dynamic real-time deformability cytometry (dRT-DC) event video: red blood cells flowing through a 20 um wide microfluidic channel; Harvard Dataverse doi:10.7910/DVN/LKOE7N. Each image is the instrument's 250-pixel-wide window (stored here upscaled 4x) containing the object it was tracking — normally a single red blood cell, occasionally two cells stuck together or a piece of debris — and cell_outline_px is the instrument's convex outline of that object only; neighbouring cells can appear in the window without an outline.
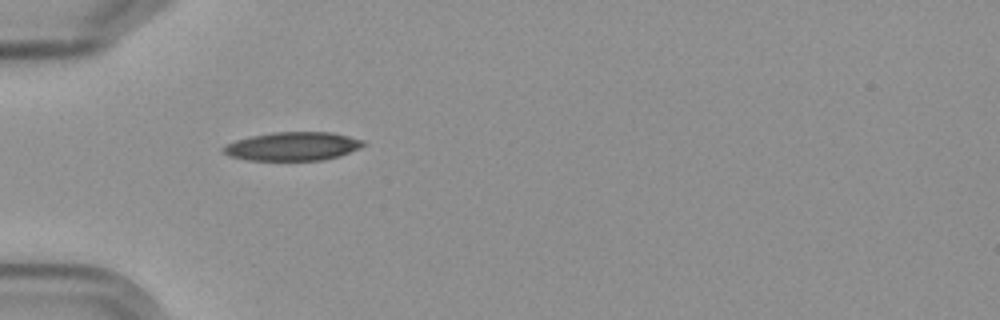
{"species": "Egyptian fruit bat (a non-hibernating species)", "species_latin": "Rousettus aegyptiacus", "temperature_condition": "cold", "stored_images_in_passage": 6, "camera_frame_rate_fps": 3000, "um_per_image_px": 0.085, "frame": {"image": 1, "passage_image": 4, "time_ms": 4.333, "image_size_px": [1000, 320], "cell_outline_px": [[368, 144], [360, 148], [340, 156], [324, 160], [248, 160], [228, 156], [220, 152], [220, 148], [224, 144], [236, 140], [252, 136], [272, 132], [332, 132], [364, 140]], "centroid_in_image_um": [24.86, 12.44], "position_along_channel_um": 60.1, "area_um2": 23.64}}
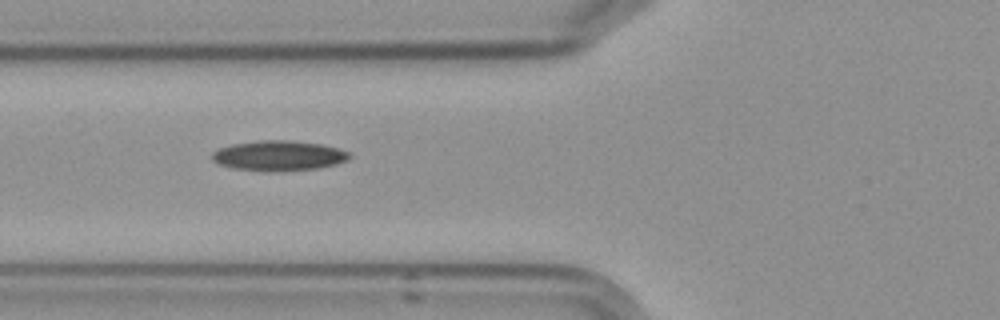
{"frame": {"image": 2, "passage_image": 5, "time_ms": 5.667, "image_size_px": [1000, 320], "cell_outline_px": [[352, 156], [348, 160], [336, 164], [316, 168], [232, 168], [220, 164], [212, 160], [212, 152], [220, 148], [232, 144], [256, 140], [292, 140], [324, 144], [340, 148], [348, 152]], "centroid_in_image_um": [23.74, 13.16], "position_along_channel_um": 102.1, "area_um2": 23.12}}
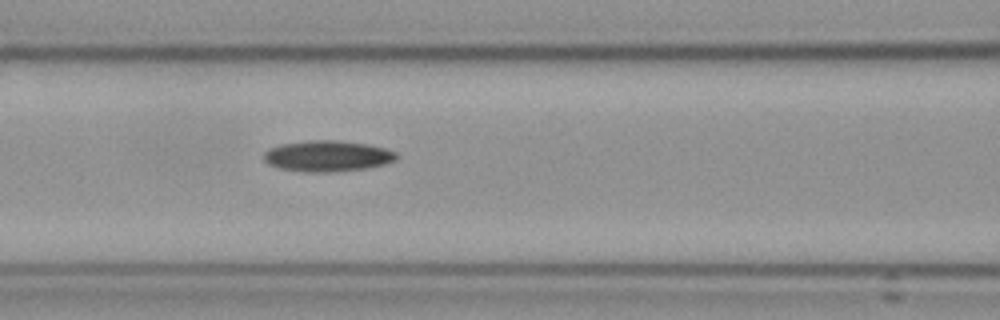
{"frame": {"image": 3, "passage_image": 6, "time_ms": 6.667, "image_size_px": [1000, 320], "cell_outline_px": [[400, 156], [396, 160], [384, 164], [364, 168], [328, 172], [304, 172], [280, 168], [268, 164], [264, 160], [264, 152], [268, 148], [280, 144], [308, 140], [340, 140], [368, 144], [384, 148], [396, 152]], "centroid_in_image_um": [27.82, 13.25], "position_along_channel_um": 138.8, "area_um2": 24.04}}